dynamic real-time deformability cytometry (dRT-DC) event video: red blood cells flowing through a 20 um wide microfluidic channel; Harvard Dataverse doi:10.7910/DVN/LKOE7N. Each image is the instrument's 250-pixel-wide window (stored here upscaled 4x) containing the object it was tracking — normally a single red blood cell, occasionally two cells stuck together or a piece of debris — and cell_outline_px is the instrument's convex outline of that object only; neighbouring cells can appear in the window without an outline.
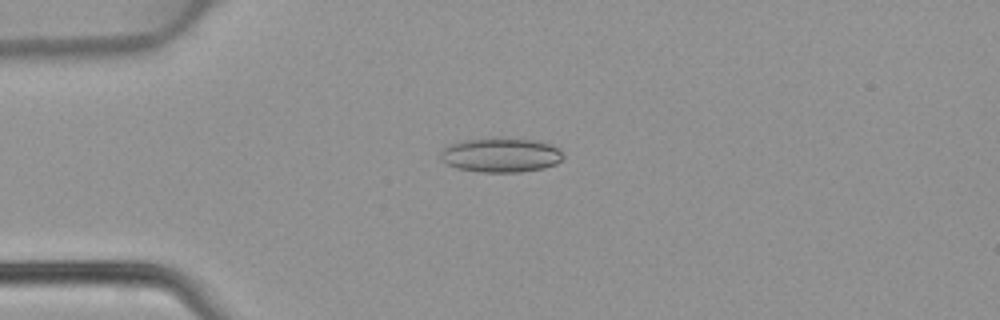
{"species": "common noctule bat (a hibernating species)", "species_latin": "Nyctalus noctula", "temperature_condition": "warm", "stored_images_in_passage": 47, "camera_frame_rate_fps": 3000, "um_per_image_px": 0.085, "animal": {"sex": "female", "body_mass_g": 22.7, "forearm_length_mm": 54.2}, "frame": {"image": 1, "passage_image": 12, "time_ms": 3.667, "image_size_px": [1000, 320], "cell_outline_px": [[564, 156], [556, 164], [544, 168], [520, 172], [480, 172], [456, 168], [448, 164], [440, 156], [440, 152], [448, 144], [464, 140], [492, 136], [496, 136], [540, 140], [552, 144], [560, 148]], "centroid_in_image_um": [42.61, 13.14], "position_along_channel_um": 42.4, "area_um2": 25.32}}
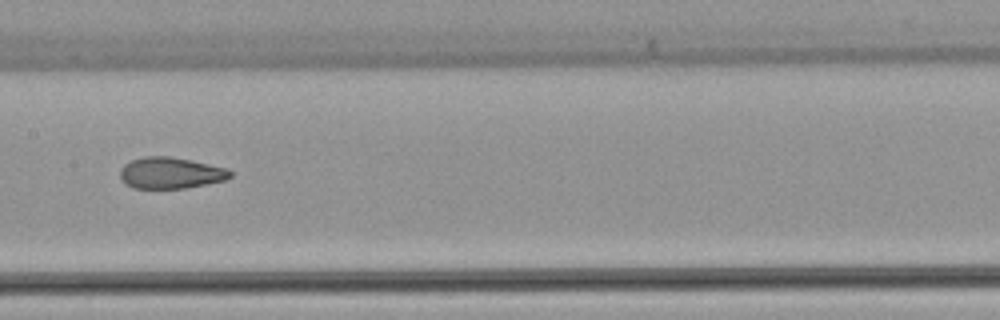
{"frame": {"image": 2, "passage_image": 24, "time_ms": 7.667, "image_size_px": [1000, 320], "cell_outline_px": [[232, 176], [224, 180], [184, 188], [132, 188], [124, 184], [120, 180], [120, 168], [124, 164], [132, 160], [144, 156], [172, 156], [192, 160], [228, 168], [232, 172]], "centroid_in_image_um": [14.47, 14.69], "position_along_channel_um": 192.9, "area_um2": 20.29}}
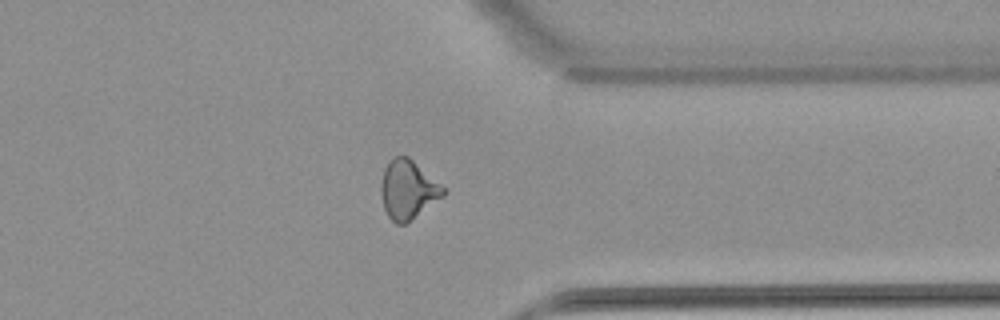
{"frame": {"image": 3, "passage_image": 37, "time_ms": 12.0, "image_size_px": [1000, 320], "cell_outline_px": [[444, 196], [404, 224], [396, 224], [388, 216], [384, 208], [380, 192], [380, 184], [384, 168], [392, 156], [408, 156], [444, 188]], "centroid_in_image_um": [34.63, 16.11], "position_along_channel_um": 376.8, "area_um2": 21.04}}